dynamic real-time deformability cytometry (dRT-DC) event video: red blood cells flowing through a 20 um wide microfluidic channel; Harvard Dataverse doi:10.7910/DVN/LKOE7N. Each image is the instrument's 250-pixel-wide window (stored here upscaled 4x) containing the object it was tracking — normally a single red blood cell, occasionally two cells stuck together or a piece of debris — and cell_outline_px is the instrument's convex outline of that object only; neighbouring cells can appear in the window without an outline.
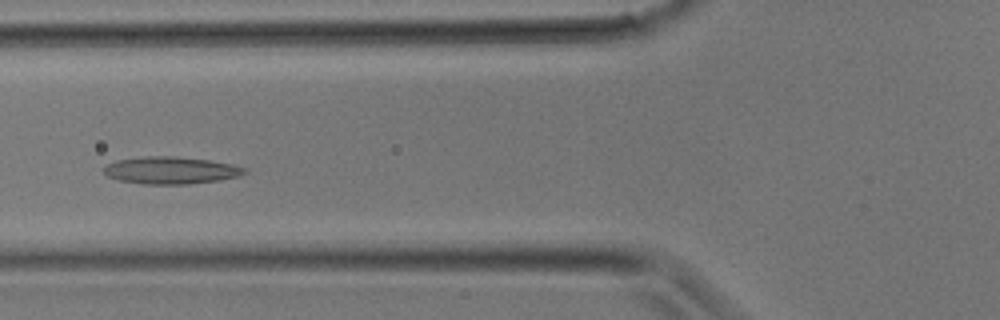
{"species": "common noctule bat (a hibernating species)", "species_latin": "Nyctalus noctula", "temperature_condition": "room temperature", "stored_images_in_passage": 22, "segment_of_instrument_passage": [1, 2], "camera_frame_rate_fps": 3000, "um_per_image_px": 0.085, "animal": {"sex": "male", "body_mass_g": 17.9}, "frame": {"image": 1, "passage_image": 12, "time_ms": 3.667, "image_size_px": [1000, 320], "cell_outline_px": [[248, 172], [240, 176], [220, 180], [188, 184], [144, 184], [120, 180], [108, 176], [104, 172], [104, 168], [108, 164], [116, 160], [144, 156], [176, 156], [208, 160], [232, 164], [248, 168]], "centroid_in_image_um": [14.57, 14.47], "position_along_channel_um": 111.2, "area_um2": 22.37}}
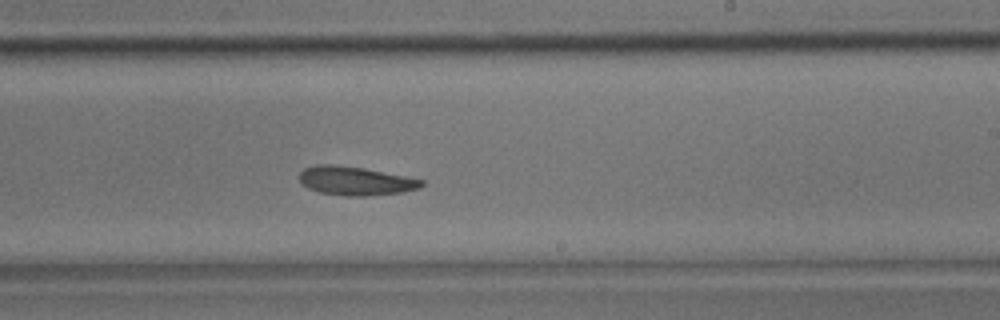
{"frame": {"image": 2, "passage_image": 19, "time_ms": 6.0, "image_size_px": [1000, 320], "cell_outline_px": [[424, 184], [420, 188], [404, 192], [368, 196], [344, 196], [320, 192], [308, 188], [300, 180], [300, 172], [304, 168], [316, 164], [332, 164], [364, 168], [424, 180]], "centroid_in_image_um": [30.22, 15.38], "position_along_channel_um": 258.8, "area_um2": 20.46}}
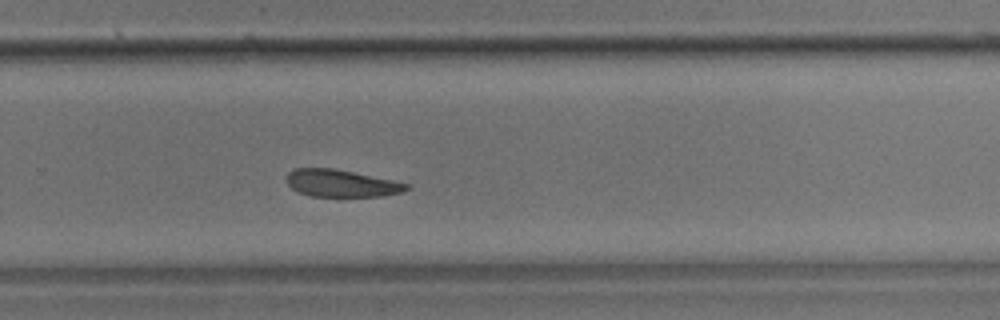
{"frame": {"image": 3, "passage_image": 21, "time_ms": 6.667, "image_size_px": [1000, 320], "cell_outline_px": [[408, 188], [400, 192], [384, 196], [312, 196], [300, 192], [292, 188], [284, 180], [284, 176], [292, 168], [332, 168], [392, 180], [408, 184]], "centroid_in_image_um": [28.92, 15.57], "position_along_channel_um": 300.9, "area_um2": 18.84}}